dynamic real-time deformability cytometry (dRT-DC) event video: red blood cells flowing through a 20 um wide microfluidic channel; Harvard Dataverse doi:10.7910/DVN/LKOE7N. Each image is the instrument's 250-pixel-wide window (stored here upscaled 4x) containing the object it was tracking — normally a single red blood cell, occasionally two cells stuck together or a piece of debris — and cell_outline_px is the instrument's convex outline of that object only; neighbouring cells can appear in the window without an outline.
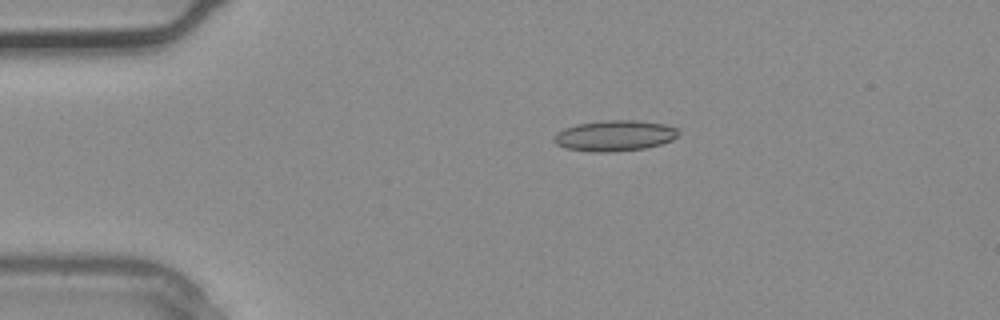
{"species": "common noctule bat (a hibernating species)", "species_latin": "Nyctalus noctula", "temperature_condition": "warm", "stored_images_in_passage": 3, "camera_frame_rate_fps": 3000, "um_per_image_px": 0.085, "animal": {"sex": "male", "body_mass_g": 20.4}, "frame": {"image": 1, "passage_image": 2, "time_ms": 0.333, "image_size_px": [1000, 320], "cell_outline_px": [[680, 132], [672, 140], [660, 144], [644, 148], [612, 152], [592, 152], [564, 148], [556, 144], [552, 140], [552, 136], [556, 132], [564, 128], [576, 124], [608, 120], [636, 120], [664, 124], [676, 128]], "centroid_in_image_um": [52.19, 11.53], "position_along_channel_um": 32.8, "area_um2": 22.43}}
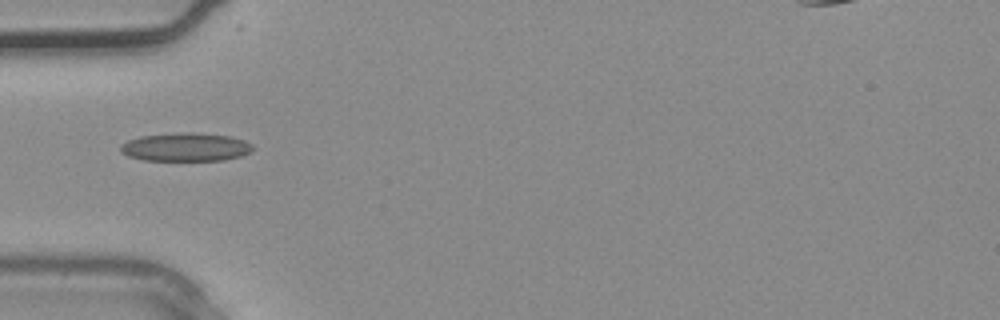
{"frame": {"image": 2, "passage_image": 3, "time_ms": 0.667, "image_size_px": [1000, 320], "cell_outline_px": [[256, 148], [252, 152], [240, 156], [224, 160], [144, 160], [128, 156], [120, 152], [120, 144], [128, 140], [140, 136], [180, 132], [192, 132], [232, 136], [244, 140], [252, 144]], "centroid_in_image_um": [15.81, 12.49], "position_along_channel_um": 69.2, "area_um2": 22.14}}